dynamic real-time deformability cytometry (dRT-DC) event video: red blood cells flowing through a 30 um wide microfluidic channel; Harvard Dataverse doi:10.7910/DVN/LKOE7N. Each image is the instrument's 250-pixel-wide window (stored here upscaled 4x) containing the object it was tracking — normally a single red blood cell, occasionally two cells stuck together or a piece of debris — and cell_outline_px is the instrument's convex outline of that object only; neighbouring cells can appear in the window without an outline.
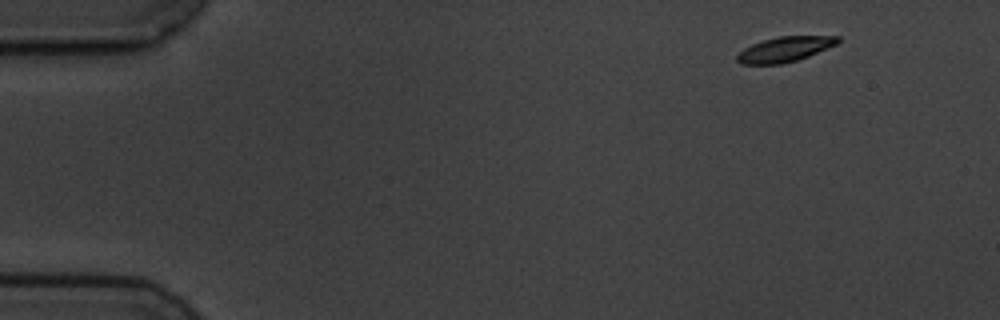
{"species": "common noctule bat (a hibernating species)", "species_latin": "Nyctalus noctula", "temperature_condition": "cold", "stored_images_in_passage": 4, "camera_frame_rate_fps": 3000, "um_per_image_px": 0.085, "animal": {"sex": "male", "body_mass_g": 19.5, "forearm_length_mm": 54.6}, "frame": {"image": 1, "passage_image": 1, "time_ms": 0.0, "image_size_px": [1000, 320], "cell_outline_px": [[840, 40], [836, 44], [828, 48], [808, 56], [796, 60], [780, 64], [740, 64], [736, 60], [736, 56], [744, 48], [752, 44], [764, 40], [780, 36], [840, 36]], "centroid_in_image_um": [66.7, 4.19], "position_along_channel_um": 18.3, "area_um2": 14.57}}
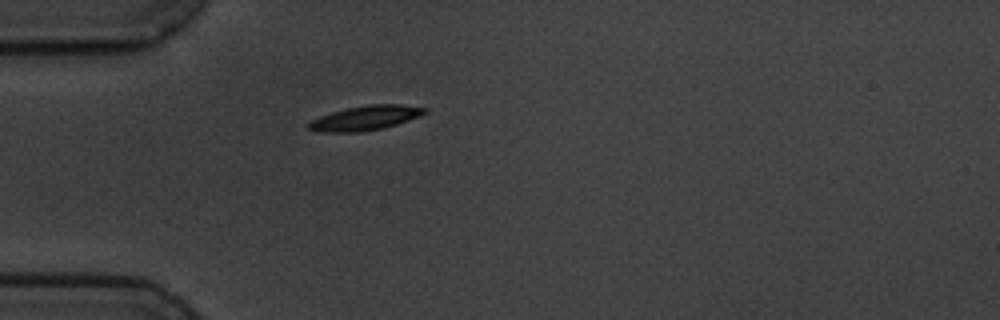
{"frame": {"image": 2, "passage_image": 4, "time_ms": 3.667, "image_size_px": [1000, 320], "cell_outline_px": [[428, 112], [420, 116], [384, 128], [360, 132], [316, 132], [308, 128], [308, 124], [312, 120], [320, 116], [332, 112], [348, 108], [372, 104], [400, 104], [428, 108]], "centroid_in_image_um": [31.08, 10.03], "position_along_channel_um": 53.9, "area_um2": 16.53}}